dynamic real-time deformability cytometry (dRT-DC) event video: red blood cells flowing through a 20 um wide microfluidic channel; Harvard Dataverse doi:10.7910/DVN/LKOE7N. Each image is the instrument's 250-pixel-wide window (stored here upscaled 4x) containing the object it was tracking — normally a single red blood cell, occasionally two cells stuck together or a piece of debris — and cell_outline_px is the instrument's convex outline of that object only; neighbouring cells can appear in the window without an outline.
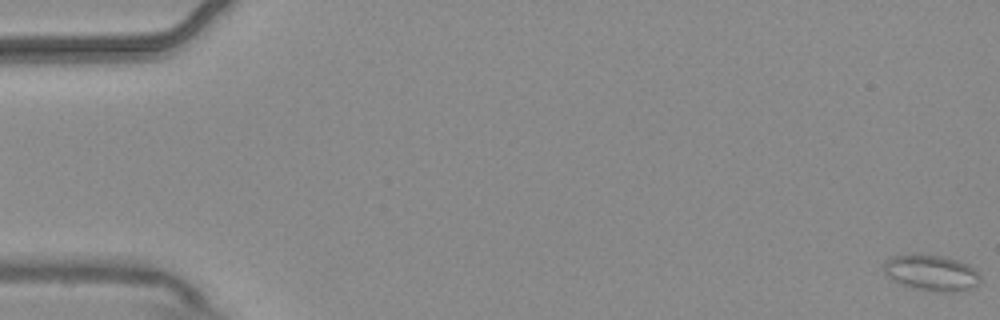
{"species": "common noctule bat (a hibernating species)", "species_latin": "Nyctalus noctula", "temperature_condition": "warm", "stored_images_in_passage": 6, "camera_frame_rate_fps": 3000, "um_per_image_px": 0.085, "animal": {"sex": "male", "body_mass_g": 20.4}, "frame": {"image": 1, "passage_image": 1, "time_ms": 0.0, "image_size_px": [1000, 320], "cell_outline_px": [[980, 284], [972, 288], [956, 292], [940, 292], [920, 288], [904, 284], [888, 276], [884, 272], [884, 264], [888, 260], [896, 256], [940, 256], [960, 260], [968, 264], [980, 276]], "centroid_in_image_um": [79.27, 23.21], "position_along_channel_um": 5.7, "area_um2": 19.36}}
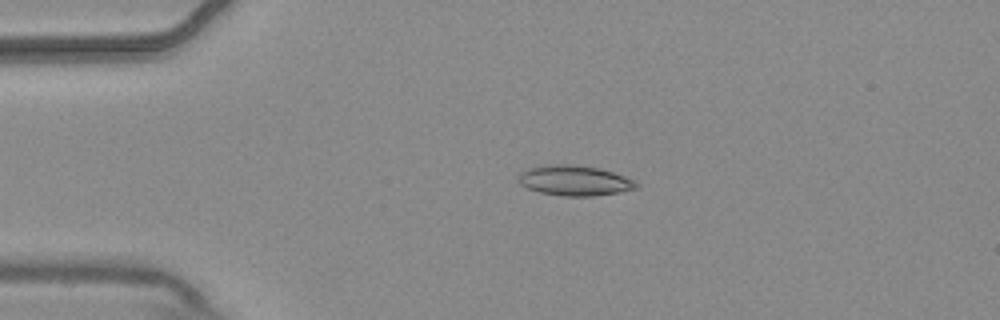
{"frame": {"image": 2, "passage_image": 6, "time_ms": 1.667, "image_size_px": [1000, 320], "cell_outline_px": [[640, 184], [636, 188], [620, 192], [592, 196], [564, 196], [540, 192], [528, 188], [520, 184], [516, 176], [520, 172], [528, 168], [544, 164], [572, 164], [600, 168], [636, 180]], "centroid_in_image_um": [48.82, 15.33], "position_along_channel_um": 36.2, "area_um2": 20.98}}